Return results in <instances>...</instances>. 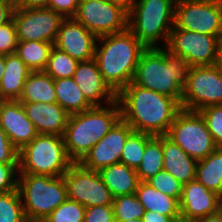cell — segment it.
<instances>
[{
  "mask_svg": "<svg viewBox=\"0 0 222 222\" xmlns=\"http://www.w3.org/2000/svg\"><path fill=\"white\" fill-rule=\"evenodd\" d=\"M121 119L136 132L153 136L167 135L182 109L175 99L130 82L118 94Z\"/></svg>",
  "mask_w": 222,
  "mask_h": 222,
  "instance_id": "6da1fadb",
  "label": "cell"
},
{
  "mask_svg": "<svg viewBox=\"0 0 222 222\" xmlns=\"http://www.w3.org/2000/svg\"><path fill=\"white\" fill-rule=\"evenodd\" d=\"M190 67L166 47L146 48L141 53L132 83L175 98L181 104Z\"/></svg>",
  "mask_w": 222,
  "mask_h": 222,
  "instance_id": "7a4b0ae2",
  "label": "cell"
},
{
  "mask_svg": "<svg viewBox=\"0 0 222 222\" xmlns=\"http://www.w3.org/2000/svg\"><path fill=\"white\" fill-rule=\"evenodd\" d=\"M145 49L129 29L98 37L94 59L105 82L116 94L132 82Z\"/></svg>",
  "mask_w": 222,
  "mask_h": 222,
  "instance_id": "3957f363",
  "label": "cell"
},
{
  "mask_svg": "<svg viewBox=\"0 0 222 222\" xmlns=\"http://www.w3.org/2000/svg\"><path fill=\"white\" fill-rule=\"evenodd\" d=\"M120 119L121 109L117 100L70 114L63 135L69 158L79 163Z\"/></svg>",
  "mask_w": 222,
  "mask_h": 222,
  "instance_id": "277c9868",
  "label": "cell"
},
{
  "mask_svg": "<svg viewBox=\"0 0 222 222\" xmlns=\"http://www.w3.org/2000/svg\"><path fill=\"white\" fill-rule=\"evenodd\" d=\"M176 0H136L128 29L146 48L166 47L174 27ZM163 41L164 46L159 43Z\"/></svg>",
  "mask_w": 222,
  "mask_h": 222,
  "instance_id": "5b68a950",
  "label": "cell"
},
{
  "mask_svg": "<svg viewBox=\"0 0 222 222\" xmlns=\"http://www.w3.org/2000/svg\"><path fill=\"white\" fill-rule=\"evenodd\" d=\"M18 191L28 222H42L67 197L64 176L19 173Z\"/></svg>",
  "mask_w": 222,
  "mask_h": 222,
  "instance_id": "8992f818",
  "label": "cell"
},
{
  "mask_svg": "<svg viewBox=\"0 0 222 222\" xmlns=\"http://www.w3.org/2000/svg\"><path fill=\"white\" fill-rule=\"evenodd\" d=\"M74 162L69 158L63 136L38 134L19 150V173L63 176Z\"/></svg>",
  "mask_w": 222,
  "mask_h": 222,
  "instance_id": "52a82bcc",
  "label": "cell"
},
{
  "mask_svg": "<svg viewBox=\"0 0 222 222\" xmlns=\"http://www.w3.org/2000/svg\"><path fill=\"white\" fill-rule=\"evenodd\" d=\"M167 136L191 158H206L217 146L198 111L181 109L171 124Z\"/></svg>",
  "mask_w": 222,
  "mask_h": 222,
  "instance_id": "ba28073f",
  "label": "cell"
},
{
  "mask_svg": "<svg viewBox=\"0 0 222 222\" xmlns=\"http://www.w3.org/2000/svg\"><path fill=\"white\" fill-rule=\"evenodd\" d=\"M222 104V71L213 66H191L183 89L181 108L199 111L207 106Z\"/></svg>",
  "mask_w": 222,
  "mask_h": 222,
  "instance_id": "9c48e42d",
  "label": "cell"
},
{
  "mask_svg": "<svg viewBox=\"0 0 222 222\" xmlns=\"http://www.w3.org/2000/svg\"><path fill=\"white\" fill-rule=\"evenodd\" d=\"M174 26L222 37V0H176Z\"/></svg>",
  "mask_w": 222,
  "mask_h": 222,
  "instance_id": "30bf717a",
  "label": "cell"
},
{
  "mask_svg": "<svg viewBox=\"0 0 222 222\" xmlns=\"http://www.w3.org/2000/svg\"><path fill=\"white\" fill-rule=\"evenodd\" d=\"M221 39L174 26L166 48L181 56L190 66H213L218 63Z\"/></svg>",
  "mask_w": 222,
  "mask_h": 222,
  "instance_id": "8fae6325",
  "label": "cell"
},
{
  "mask_svg": "<svg viewBox=\"0 0 222 222\" xmlns=\"http://www.w3.org/2000/svg\"><path fill=\"white\" fill-rule=\"evenodd\" d=\"M73 18L97 37L128 29V13L109 0H80Z\"/></svg>",
  "mask_w": 222,
  "mask_h": 222,
  "instance_id": "7c38bea8",
  "label": "cell"
},
{
  "mask_svg": "<svg viewBox=\"0 0 222 222\" xmlns=\"http://www.w3.org/2000/svg\"><path fill=\"white\" fill-rule=\"evenodd\" d=\"M68 199L87 207L112 205L113 196L98 171L73 163L63 175Z\"/></svg>",
  "mask_w": 222,
  "mask_h": 222,
  "instance_id": "4fadbf2b",
  "label": "cell"
},
{
  "mask_svg": "<svg viewBox=\"0 0 222 222\" xmlns=\"http://www.w3.org/2000/svg\"><path fill=\"white\" fill-rule=\"evenodd\" d=\"M64 17L47 7H15L13 20L18 41H41L55 43Z\"/></svg>",
  "mask_w": 222,
  "mask_h": 222,
  "instance_id": "5bb4252c",
  "label": "cell"
},
{
  "mask_svg": "<svg viewBox=\"0 0 222 222\" xmlns=\"http://www.w3.org/2000/svg\"><path fill=\"white\" fill-rule=\"evenodd\" d=\"M133 131L127 122L120 119L79 163L95 171L120 163L125 142Z\"/></svg>",
  "mask_w": 222,
  "mask_h": 222,
  "instance_id": "9a60e30c",
  "label": "cell"
},
{
  "mask_svg": "<svg viewBox=\"0 0 222 222\" xmlns=\"http://www.w3.org/2000/svg\"><path fill=\"white\" fill-rule=\"evenodd\" d=\"M98 37L73 17L64 18L60 24L54 46L81 61L92 60Z\"/></svg>",
  "mask_w": 222,
  "mask_h": 222,
  "instance_id": "2e32d148",
  "label": "cell"
},
{
  "mask_svg": "<svg viewBox=\"0 0 222 222\" xmlns=\"http://www.w3.org/2000/svg\"><path fill=\"white\" fill-rule=\"evenodd\" d=\"M179 209L181 218L193 222L222 209V199L195 179L182 185Z\"/></svg>",
  "mask_w": 222,
  "mask_h": 222,
  "instance_id": "e0dca14e",
  "label": "cell"
},
{
  "mask_svg": "<svg viewBox=\"0 0 222 222\" xmlns=\"http://www.w3.org/2000/svg\"><path fill=\"white\" fill-rule=\"evenodd\" d=\"M0 127L18 150L39 134L19 100H0Z\"/></svg>",
  "mask_w": 222,
  "mask_h": 222,
  "instance_id": "ac0fdd59",
  "label": "cell"
},
{
  "mask_svg": "<svg viewBox=\"0 0 222 222\" xmlns=\"http://www.w3.org/2000/svg\"><path fill=\"white\" fill-rule=\"evenodd\" d=\"M72 78L93 106L117 100V94L105 82L95 59L79 62Z\"/></svg>",
  "mask_w": 222,
  "mask_h": 222,
  "instance_id": "d6986e66",
  "label": "cell"
},
{
  "mask_svg": "<svg viewBox=\"0 0 222 222\" xmlns=\"http://www.w3.org/2000/svg\"><path fill=\"white\" fill-rule=\"evenodd\" d=\"M21 103L39 134L64 135L69 114L57 102Z\"/></svg>",
  "mask_w": 222,
  "mask_h": 222,
  "instance_id": "ffe728a7",
  "label": "cell"
},
{
  "mask_svg": "<svg viewBox=\"0 0 222 222\" xmlns=\"http://www.w3.org/2000/svg\"><path fill=\"white\" fill-rule=\"evenodd\" d=\"M163 170L169 172L182 184L195 180L197 160L185 153L167 135H162Z\"/></svg>",
  "mask_w": 222,
  "mask_h": 222,
  "instance_id": "44dd1931",
  "label": "cell"
},
{
  "mask_svg": "<svg viewBox=\"0 0 222 222\" xmlns=\"http://www.w3.org/2000/svg\"><path fill=\"white\" fill-rule=\"evenodd\" d=\"M31 70L16 53L5 55V70L0 81V100H19Z\"/></svg>",
  "mask_w": 222,
  "mask_h": 222,
  "instance_id": "7402d4cb",
  "label": "cell"
},
{
  "mask_svg": "<svg viewBox=\"0 0 222 222\" xmlns=\"http://www.w3.org/2000/svg\"><path fill=\"white\" fill-rule=\"evenodd\" d=\"M98 172L113 198L136 193L140 181L135 169L120 162L104 167Z\"/></svg>",
  "mask_w": 222,
  "mask_h": 222,
  "instance_id": "603a6c76",
  "label": "cell"
},
{
  "mask_svg": "<svg viewBox=\"0 0 222 222\" xmlns=\"http://www.w3.org/2000/svg\"><path fill=\"white\" fill-rule=\"evenodd\" d=\"M135 194L145 211L158 212L171 220L181 217L179 201L175 197L156 190L149 182L140 181Z\"/></svg>",
  "mask_w": 222,
  "mask_h": 222,
  "instance_id": "cb8c5ba5",
  "label": "cell"
},
{
  "mask_svg": "<svg viewBox=\"0 0 222 222\" xmlns=\"http://www.w3.org/2000/svg\"><path fill=\"white\" fill-rule=\"evenodd\" d=\"M19 101L56 103L54 79L45 71H31L24 83Z\"/></svg>",
  "mask_w": 222,
  "mask_h": 222,
  "instance_id": "d4e9b609",
  "label": "cell"
},
{
  "mask_svg": "<svg viewBox=\"0 0 222 222\" xmlns=\"http://www.w3.org/2000/svg\"><path fill=\"white\" fill-rule=\"evenodd\" d=\"M57 103L70 115L93 107L73 78L54 79Z\"/></svg>",
  "mask_w": 222,
  "mask_h": 222,
  "instance_id": "484cf974",
  "label": "cell"
},
{
  "mask_svg": "<svg viewBox=\"0 0 222 222\" xmlns=\"http://www.w3.org/2000/svg\"><path fill=\"white\" fill-rule=\"evenodd\" d=\"M195 179L222 197V147L197 162Z\"/></svg>",
  "mask_w": 222,
  "mask_h": 222,
  "instance_id": "4316f807",
  "label": "cell"
},
{
  "mask_svg": "<svg viewBox=\"0 0 222 222\" xmlns=\"http://www.w3.org/2000/svg\"><path fill=\"white\" fill-rule=\"evenodd\" d=\"M54 43L18 41L16 54L31 71H44Z\"/></svg>",
  "mask_w": 222,
  "mask_h": 222,
  "instance_id": "83f0119b",
  "label": "cell"
},
{
  "mask_svg": "<svg viewBox=\"0 0 222 222\" xmlns=\"http://www.w3.org/2000/svg\"><path fill=\"white\" fill-rule=\"evenodd\" d=\"M162 135L153 136L146 144L142 161L136 169L139 181H148L163 170Z\"/></svg>",
  "mask_w": 222,
  "mask_h": 222,
  "instance_id": "f1b7e54d",
  "label": "cell"
},
{
  "mask_svg": "<svg viewBox=\"0 0 222 222\" xmlns=\"http://www.w3.org/2000/svg\"><path fill=\"white\" fill-rule=\"evenodd\" d=\"M78 63V60L53 46L44 71L53 79L71 78L76 71Z\"/></svg>",
  "mask_w": 222,
  "mask_h": 222,
  "instance_id": "f546056e",
  "label": "cell"
},
{
  "mask_svg": "<svg viewBox=\"0 0 222 222\" xmlns=\"http://www.w3.org/2000/svg\"><path fill=\"white\" fill-rule=\"evenodd\" d=\"M152 137L150 134L133 131L125 142L120 162L136 170L141 164L146 144Z\"/></svg>",
  "mask_w": 222,
  "mask_h": 222,
  "instance_id": "4dcf8cb0",
  "label": "cell"
},
{
  "mask_svg": "<svg viewBox=\"0 0 222 222\" xmlns=\"http://www.w3.org/2000/svg\"><path fill=\"white\" fill-rule=\"evenodd\" d=\"M112 206L115 222L139 219L145 213V208L138 200L136 194L117 196L113 198Z\"/></svg>",
  "mask_w": 222,
  "mask_h": 222,
  "instance_id": "1f68e13d",
  "label": "cell"
},
{
  "mask_svg": "<svg viewBox=\"0 0 222 222\" xmlns=\"http://www.w3.org/2000/svg\"><path fill=\"white\" fill-rule=\"evenodd\" d=\"M0 222H28L18 189L0 194Z\"/></svg>",
  "mask_w": 222,
  "mask_h": 222,
  "instance_id": "d6a6232c",
  "label": "cell"
},
{
  "mask_svg": "<svg viewBox=\"0 0 222 222\" xmlns=\"http://www.w3.org/2000/svg\"><path fill=\"white\" fill-rule=\"evenodd\" d=\"M85 209L86 207L80 203L67 199L42 222H84Z\"/></svg>",
  "mask_w": 222,
  "mask_h": 222,
  "instance_id": "836d02e7",
  "label": "cell"
},
{
  "mask_svg": "<svg viewBox=\"0 0 222 222\" xmlns=\"http://www.w3.org/2000/svg\"><path fill=\"white\" fill-rule=\"evenodd\" d=\"M217 147H222V104L207 106L198 111Z\"/></svg>",
  "mask_w": 222,
  "mask_h": 222,
  "instance_id": "e575fe53",
  "label": "cell"
},
{
  "mask_svg": "<svg viewBox=\"0 0 222 222\" xmlns=\"http://www.w3.org/2000/svg\"><path fill=\"white\" fill-rule=\"evenodd\" d=\"M149 182L156 190L165 193L171 197H175L178 201L182 194V183L173 177L169 172L159 171Z\"/></svg>",
  "mask_w": 222,
  "mask_h": 222,
  "instance_id": "d590c367",
  "label": "cell"
},
{
  "mask_svg": "<svg viewBox=\"0 0 222 222\" xmlns=\"http://www.w3.org/2000/svg\"><path fill=\"white\" fill-rule=\"evenodd\" d=\"M18 174V163H0V194L18 189Z\"/></svg>",
  "mask_w": 222,
  "mask_h": 222,
  "instance_id": "8d00e7d4",
  "label": "cell"
},
{
  "mask_svg": "<svg viewBox=\"0 0 222 222\" xmlns=\"http://www.w3.org/2000/svg\"><path fill=\"white\" fill-rule=\"evenodd\" d=\"M18 44L17 29L14 20L0 26V55L16 52Z\"/></svg>",
  "mask_w": 222,
  "mask_h": 222,
  "instance_id": "74e56055",
  "label": "cell"
},
{
  "mask_svg": "<svg viewBox=\"0 0 222 222\" xmlns=\"http://www.w3.org/2000/svg\"><path fill=\"white\" fill-rule=\"evenodd\" d=\"M84 222H115L113 206L87 207L84 212Z\"/></svg>",
  "mask_w": 222,
  "mask_h": 222,
  "instance_id": "f35d334b",
  "label": "cell"
},
{
  "mask_svg": "<svg viewBox=\"0 0 222 222\" xmlns=\"http://www.w3.org/2000/svg\"><path fill=\"white\" fill-rule=\"evenodd\" d=\"M19 150L0 127V163H18Z\"/></svg>",
  "mask_w": 222,
  "mask_h": 222,
  "instance_id": "ab89813d",
  "label": "cell"
},
{
  "mask_svg": "<svg viewBox=\"0 0 222 222\" xmlns=\"http://www.w3.org/2000/svg\"><path fill=\"white\" fill-rule=\"evenodd\" d=\"M80 0H49L47 8L60 13L64 18L73 17L76 14Z\"/></svg>",
  "mask_w": 222,
  "mask_h": 222,
  "instance_id": "60d3db41",
  "label": "cell"
},
{
  "mask_svg": "<svg viewBox=\"0 0 222 222\" xmlns=\"http://www.w3.org/2000/svg\"><path fill=\"white\" fill-rule=\"evenodd\" d=\"M14 10V0H0V26L5 25L13 19Z\"/></svg>",
  "mask_w": 222,
  "mask_h": 222,
  "instance_id": "b9f144b4",
  "label": "cell"
},
{
  "mask_svg": "<svg viewBox=\"0 0 222 222\" xmlns=\"http://www.w3.org/2000/svg\"><path fill=\"white\" fill-rule=\"evenodd\" d=\"M49 0H14L15 7L39 8L47 7Z\"/></svg>",
  "mask_w": 222,
  "mask_h": 222,
  "instance_id": "7bdbcfd3",
  "label": "cell"
},
{
  "mask_svg": "<svg viewBox=\"0 0 222 222\" xmlns=\"http://www.w3.org/2000/svg\"><path fill=\"white\" fill-rule=\"evenodd\" d=\"M142 222H170L171 219L168 216L162 215L154 211H145L142 216Z\"/></svg>",
  "mask_w": 222,
  "mask_h": 222,
  "instance_id": "ee69618b",
  "label": "cell"
},
{
  "mask_svg": "<svg viewBox=\"0 0 222 222\" xmlns=\"http://www.w3.org/2000/svg\"><path fill=\"white\" fill-rule=\"evenodd\" d=\"M113 4L121 7L123 10H125L128 14L132 11L136 0H109Z\"/></svg>",
  "mask_w": 222,
  "mask_h": 222,
  "instance_id": "f6af8a7d",
  "label": "cell"
},
{
  "mask_svg": "<svg viewBox=\"0 0 222 222\" xmlns=\"http://www.w3.org/2000/svg\"><path fill=\"white\" fill-rule=\"evenodd\" d=\"M193 222H222V209L216 213L210 214L207 217L195 220Z\"/></svg>",
  "mask_w": 222,
  "mask_h": 222,
  "instance_id": "bcb514c9",
  "label": "cell"
},
{
  "mask_svg": "<svg viewBox=\"0 0 222 222\" xmlns=\"http://www.w3.org/2000/svg\"><path fill=\"white\" fill-rule=\"evenodd\" d=\"M5 70V55H0V81L4 75Z\"/></svg>",
  "mask_w": 222,
  "mask_h": 222,
  "instance_id": "7dc6e473",
  "label": "cell"
},
{
  "mask_svg": "<svg viewBox=\"0 0 222 222\" xmlns=\"http://www.w3.org/2000/svg\"><path fill=\"white\" fill-rule=\"evenodd\" d=\"M217 65L220 67V70L222 71V39H221L220 45H219V54H218Z\"/></svg>",
  "mask_w": 222,
  "mask_h": 222,
  "instance_id": "c3c4849f",
  "label": "cell"
},
{
  "mask_svg": "<svg viewBox=\"0 0 222 222\" xmlns=\"http://www.w3.org/2000/svg\"><path fill=\"white\" fill-rule=\"evenodd\" d=\"M170 222H190V221H187V220H185L184 218H177V219H175V220H171Z\"/></svg>",
  "mask_w": 222,
  "mask_h": 222,
  "instance_id": "681fc988",
  "label": "cell"
},
{
  "mask_svg": "<svg viewBox=\"0 0 222 222\" xmlns=\"http://www.w3.org/2000/svg\"><path fill=\"white\" fill-rule=\"evenodd\" d=\"M124 222H142V219L139 218V219H131V220H127V221H124Z\"/></svg>",
  "mask_w": 222,
  "mask_h": 222,
  "instance_id": "f907efd6",
  "label": "cell"
}]
</instances>
